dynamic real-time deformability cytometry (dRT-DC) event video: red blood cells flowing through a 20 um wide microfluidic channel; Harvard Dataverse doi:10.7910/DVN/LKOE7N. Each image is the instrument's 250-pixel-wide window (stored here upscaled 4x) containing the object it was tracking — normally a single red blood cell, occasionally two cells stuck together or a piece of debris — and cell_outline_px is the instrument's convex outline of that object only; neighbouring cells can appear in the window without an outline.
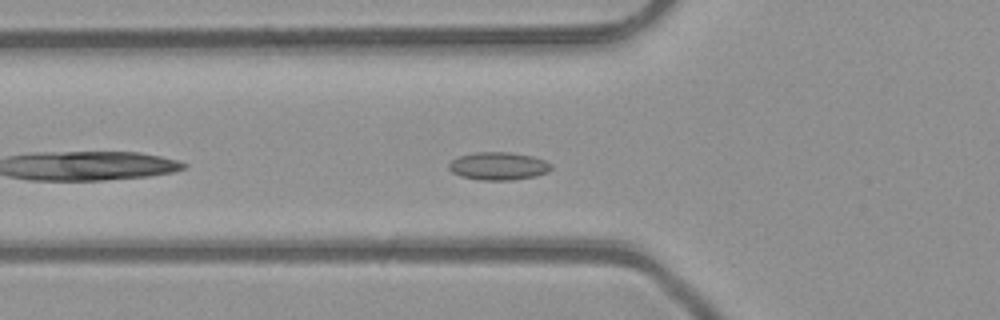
{"species": "common noctule bat (a hibernating species)", "species_latin": "Nyctalus noctula", "temperature_condition": "room temperature", "stored_images_in_passage": 30, "camera_frame_rate_fps": 3000, "um_per_image_px": 0.085, "animal": {"sex": "male", "body_mass_g": 23.1, "forearm_length_mm": 52.7}, "frame": {"image": 1, "passage_image": 5, "time_ms": 1.333, "image_size_px": [1000, 320], "cell_outline_px": [[552, 168], [548, 172], [536, 176], [512, 180], [480, 180], [460, 176], [452, 172], [448, 168], [448, 164], [452, 160], [460, 156], [476, 152], [508, 152], [532, 156], [544, 160], [552, 164]], "centroid_in_image_um": [42.37, 14.12], "position_along_channel_um": 83.4, "area_um2": 16.65}}
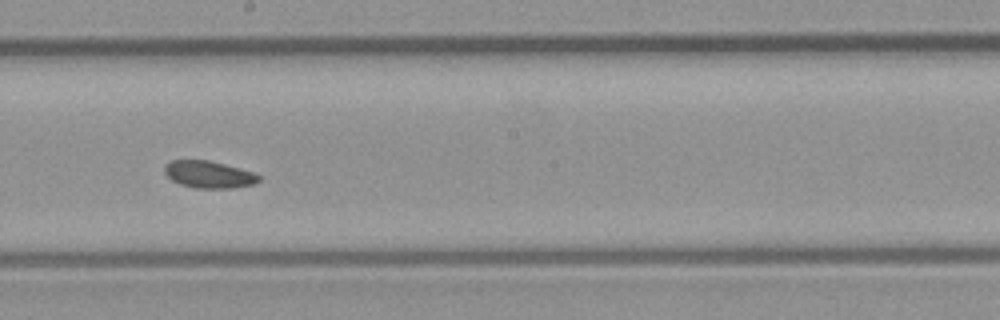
{"frame": {"image": 2, "passage_image": 16, "time_ms": 5.0, "image_size_px": [1000, 320], "cell_outline_px": [[260, 180], [252, 184], [232, 188], [196, 188], [180, 184], [172, 180], [164, 172], [164, 168], [172, 160], [208, 160], [224, 164], [252, 172], [260, 176]], "centroid_in_image_um": [17.74, 14.83], "position_along_channel_um": 230.5, "area_um2": 14.62}}
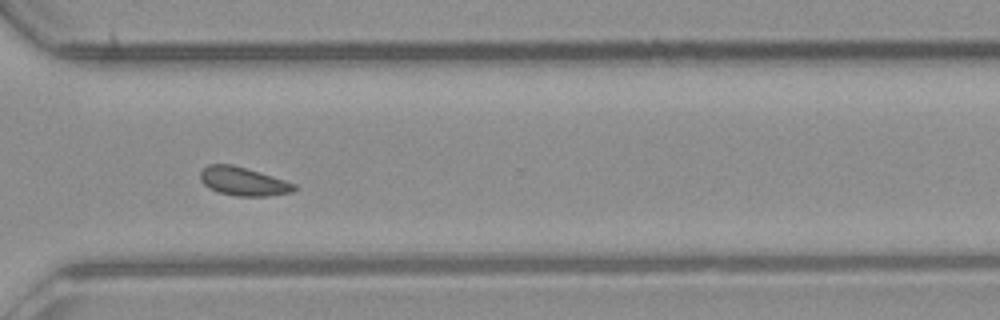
{"frame": {"image": 3, "passage_image": 25, "time_ms": 8.0, "image_size_px": [1000, 320], "cell_outline_px": [[296, 188], [292, 192], [268, 196], [236, 196], [216, 192], [208, 188], [200, 180], [200, 172], [208, 164], [232, 164], [272, 176], [296, 184]], "centroid_in_image_um": [20.64, 15.42], "position_along_channel_um": 350.0, "area_um2": 15.61}, "authors_computed_cell_mechanics": {"area_um2": 15.3748, "velocity_mm_per_s": 3.9834, "shape_relaxation_time_tau1_ms": null, "shape_relaxation_time_tau2_ms": 3.3199, "deformation_change_tau1": null, "deformation_change_tau2": 0.0804}}